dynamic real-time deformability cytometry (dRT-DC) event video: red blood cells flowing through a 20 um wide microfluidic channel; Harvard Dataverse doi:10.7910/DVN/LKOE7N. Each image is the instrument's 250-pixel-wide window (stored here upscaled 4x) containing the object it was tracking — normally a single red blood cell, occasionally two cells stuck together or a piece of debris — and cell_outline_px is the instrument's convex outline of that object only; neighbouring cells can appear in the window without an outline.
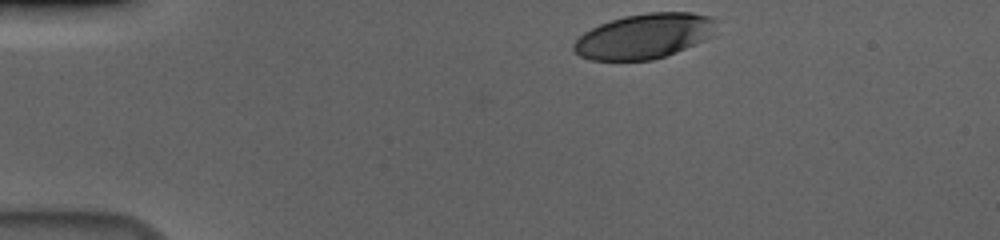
{"species": "human", "species_latin": "Homo sapiens", "temperature_condition": "cold", "stored_images_in_passage": 37, "camera_frame_rate_fps": 3000, "um_per_image_px": 0.085, "donor": {"sex": "male"}, "frame": {"image": 1, "passage_image": 1, "time_ms": 0.0, "image_size_px": [1000, 240], "cell_outline_px": [[716, 20], [712, 36], [704, 40], [676, 52], [652, 60], [592, 60], [580, 56], [572, 48], [572, 44], [584, 32], [600, 24], [624, 16], [648, 12], [692, 12], [708, 16]], "centroid_in_image_um": [54.75, 3.07], "position_along_channel_um": 30.2, "area_um2": 37.17}}
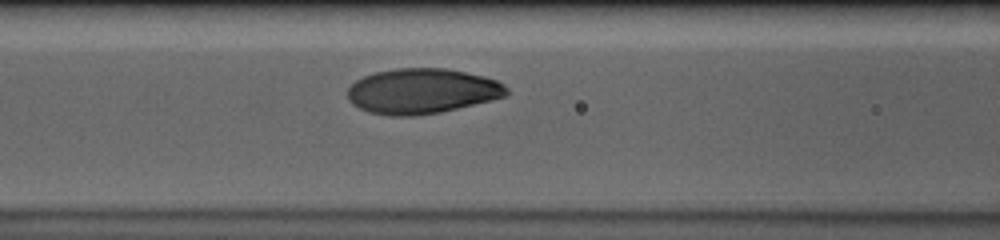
{"frame": {"image": 2, "passage_image": 15, "time_ms": 4.667, "image_size_px": [1000, 240], "cell_outline_px": [[508, 96], [492, 100], [440, 112], [412, 116], [388, 116], [368, 112], [352, 104], [348, 100], [348, 88], [356, 80], [364, 76], [376, 72], [396, 68], [444, 68], [484, 76], [496, 80], [504, 84], [508, 88]], "centroid_in_image_um": [35.87, 7.75], "position_along_channel_um": 130.7, "area_um2": 41.96}}
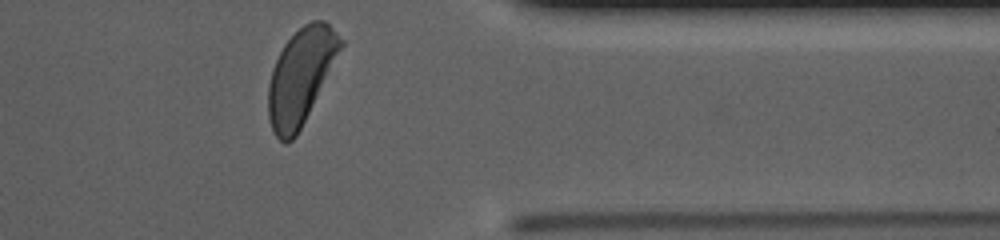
{"frame": {"image": 3, "passage_image": 37, "time_ms": 12.0, "image_size_px": [1000, 240], "cell_outline_px": [[344, 44], [296, 136], [288, 144], [284, 144], [272, 132], [268, 116], [268, 84], [272, 68], [284, 44], [304, 24], [312, 20], [324, 20], [344, 40]], "centroid_in_image_um": [25.54, 6.5], "position_along_channel_um": 385.9, "area_um2": 39.71}, "authors_computed_cell_mechanics": {"area_um2": 41.1536, "velocity_mm_per_s": 3.618, "shape_relaxation_time_tau1_ms": 1.9933, "shape_relaxation_time_tau2_ms": null, "deformation_change_tau1": 0.1382, "deformation_change_tau2": null}}